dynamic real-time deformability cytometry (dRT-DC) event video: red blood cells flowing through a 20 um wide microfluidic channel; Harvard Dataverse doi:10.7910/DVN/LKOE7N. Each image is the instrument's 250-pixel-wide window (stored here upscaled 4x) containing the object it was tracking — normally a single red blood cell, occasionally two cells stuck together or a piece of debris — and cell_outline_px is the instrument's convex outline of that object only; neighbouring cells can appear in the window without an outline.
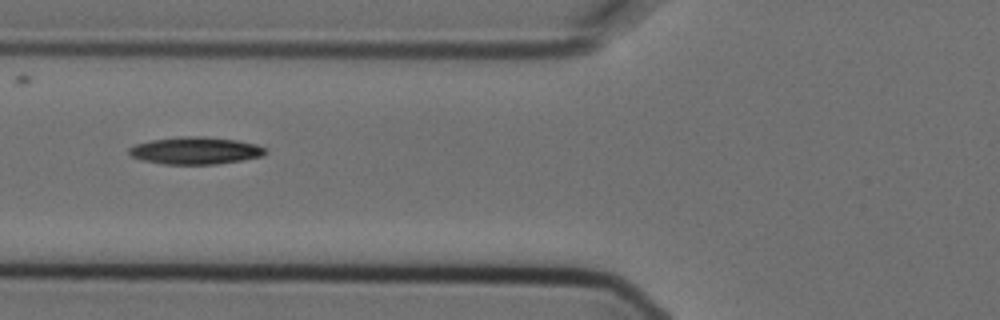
{"species": "Egyptian fruit bat (a non-hibernating species)", "species_latin": "Rousettus aegyptiacus", "temperature_condition": "cold", "stored_images_in_passage": 14, "camera_frame_rate_fps": 3000, "um_per_image_px": 0.085, "animal": {"sex": "female"}, "frame": {"image": 1, "passage_image": 6, "time_ms": 1.667, "image_size_px": [1000, 320], "cell_outline_px": [[268, 152], [260, 156], [240, 160], [216, 164], [164, 164], [140, 160], [132, 156], [128, 152], [128, 148], [136, 144], [152, 140], [184, 136], [204, 136], [236, 140], [256, 144], [264, 148]], "centroid_in_image_um": [16.58, 12.8], "position_along_channel_um": 109.2, "area_um2": 21.5}}
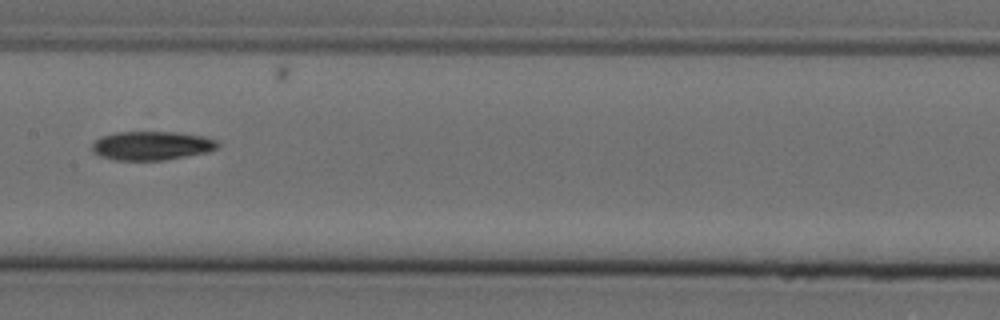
{"frame": {"image": 2, "passage_image": 8, "time_ms": 2.333, "image_size_px": [1000, 320], "cell_outline_px": [[220, 144], [216, 148], [208, 152], [164, 160], [112, 160], [100, 156], [92, 152], [92, 144], [100, 136], [116, 132], [176, 132], [204, 136], [216, 140]], "centroid_in_image_um": [12.87, 12.38], "position_along_channel_um": 194.5, "area_um2": 21.21}}
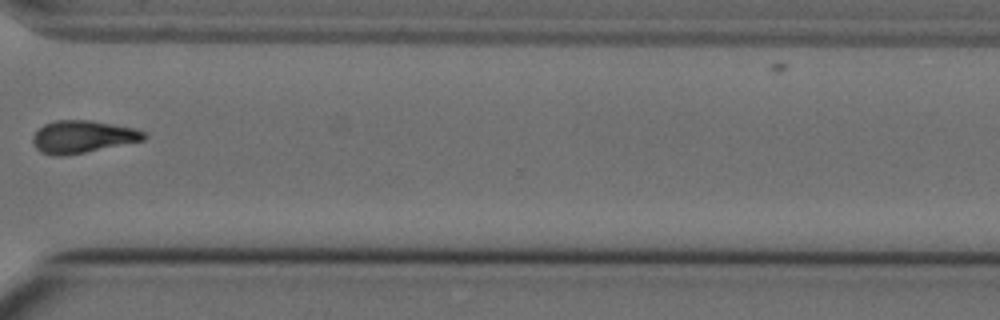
{"frame": {"image": 3, "passage_image": 12, "time_ms": 3.667, "image_size_px": [1000, 320], "cell_outline_px": [[148, 136], [144, 140], [64, 156], [52, 156], [40, 152], [32, 144], [32, 136], [44, 124], [56, 120], [88, 120], [136, 128], [144, 132]], "centroid_in_image_um": [6.99, 11.63], "position_along_channel_um": 363.6, "area_um2": 20.98}}